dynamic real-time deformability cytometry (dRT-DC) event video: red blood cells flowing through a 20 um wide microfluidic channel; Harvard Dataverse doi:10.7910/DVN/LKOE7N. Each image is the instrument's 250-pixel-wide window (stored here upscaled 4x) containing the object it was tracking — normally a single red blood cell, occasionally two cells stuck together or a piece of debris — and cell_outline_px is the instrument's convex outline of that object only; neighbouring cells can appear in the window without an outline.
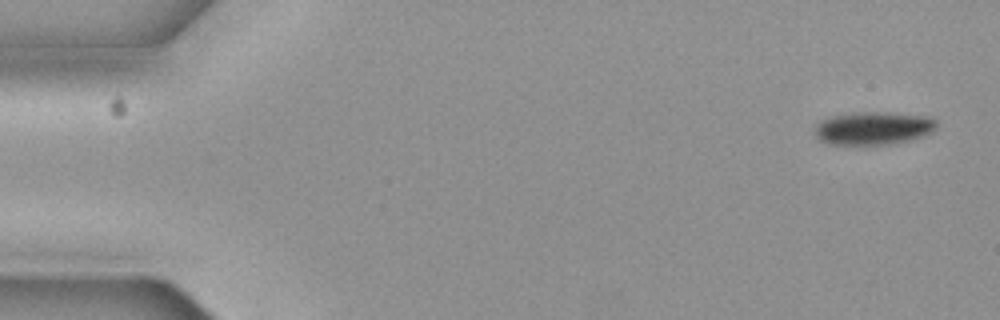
{"species": "common noctule bat (a hibernating species)", "species_latin": "Nyctalus noctula", "temperature_condition": "cold", "stored_images_in_passage": 4, "camera_frame_rate_fps": 3000, "um_per_image_px": 0.085, "animal": {"sex": "female", "body_mass_g": 19.3, "forearm_length_mm": 54.1}, "frame": {"image": 1, "passage_image": 1, "time_ms": 0.0, "image_size_px": [1000, 320], "cell_outline_px": [[936, 128], [932, 132], [912, 140], [896, 144], [828, 144], [820, 140], [816, 136], [816, 128], [824, 120], [832, 116], [856, 112], [884, 112], [928, 116], [936, 120]], "centroid_in_image_um": [74.3, 10.9], "position_along_channel_um": 10.7, "area_um2": 23.29}}
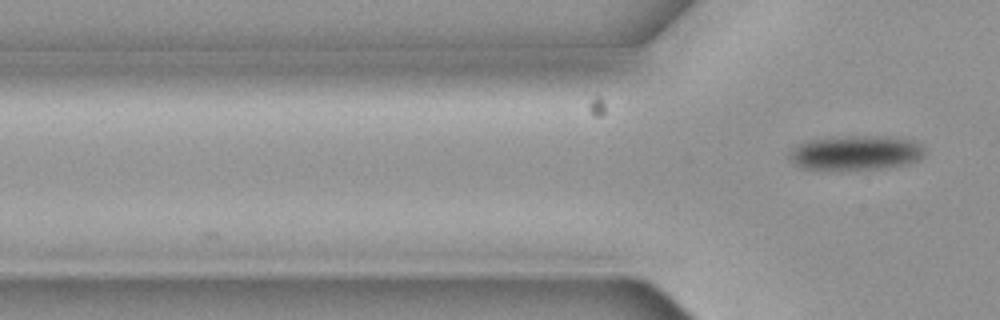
{"frame": {"image": 2, "passage_image": 4, "time_ms": 1.0, "image_size_px": [1000, 320], "cell_outline_px": [[924, 156], [920, 160], [908, 164], [888, 168], [840, 172], [832, 172], [800, 168], [792, 160], [792, 152], [800, 144], [812, 140], [848, 136], [876, 136], [912, 140], [920, 144], [924, 148]], "centroid_in_image_um": [72.8, 13.05], "position_along_channel_um": 53.0, "area_um2": 27.69}}